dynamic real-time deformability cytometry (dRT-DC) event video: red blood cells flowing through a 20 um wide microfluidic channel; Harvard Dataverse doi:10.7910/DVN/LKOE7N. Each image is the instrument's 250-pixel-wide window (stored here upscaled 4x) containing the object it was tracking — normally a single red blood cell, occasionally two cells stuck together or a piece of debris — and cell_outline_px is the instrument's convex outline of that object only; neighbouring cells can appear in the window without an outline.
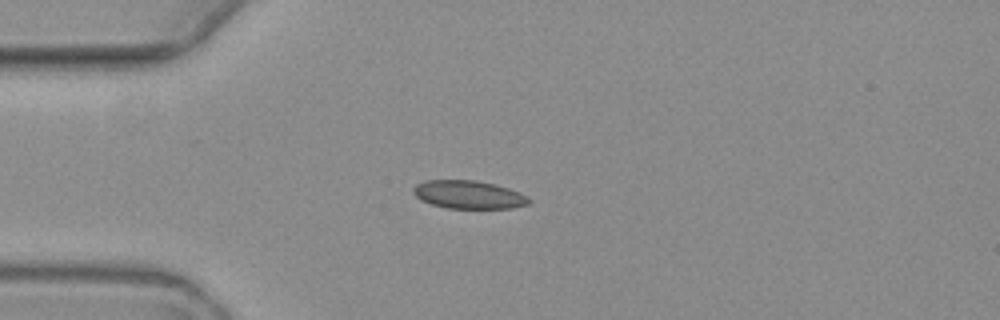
{"species": "common noctule bat (a hibernating species)", "species_latin": "Nyctalus noctula", "temperature_condition": "warm", "stored_images_in_passage": 5, "camera_frame_rate_fps": 3000, "um_per_image_px": 0.085, "animal": {"sex": "female", "body_mass_g": 19.3, "forearm_length_mm": 54.1}, "frame": {"image": 1, "passage_image": 3, "time_ms": 2.667, "image_size_px": [1000, 320], "cell_outline_px": [[532, 200], [528, 204], [508, 208], [448, 208], [432, 204], [416, 196], [412, 192], [412, 188], [416, 184], [424, 180], [476, 180], [508, 188]], "centroid_in_image_um": [39.78, 16.53], "position_along_channel_um": 45.2, "area_um2": 18.61}}
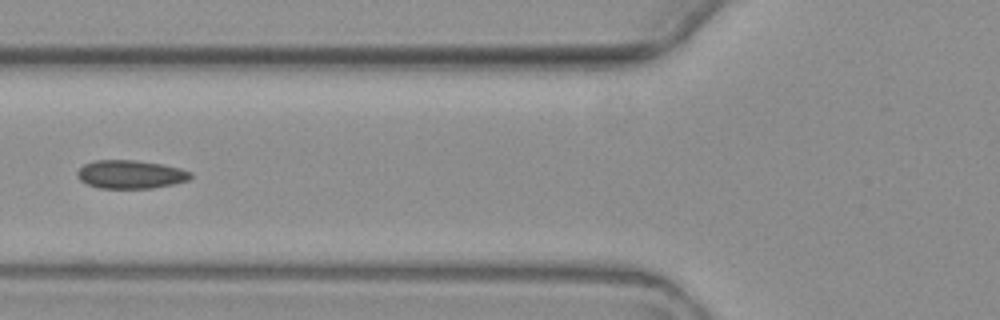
{"frame": {"image": 2, "passage_image": 5, "time_ms": 5.0, "image_size_px": [1000, 320], "cell_outline_px": [[192, 176], [188, 180], [172, 184], [152, 188], [100, 188], [88, 184], [80, 180], [76, 172], [84, 164], [92, 160], [136, 160], [160, 164], [180, 168], [192, 172]], "centroid_in_image_um": [11.09, 14.81], "position_along_channel_um": 114.7, "area_um2": 18.67}}